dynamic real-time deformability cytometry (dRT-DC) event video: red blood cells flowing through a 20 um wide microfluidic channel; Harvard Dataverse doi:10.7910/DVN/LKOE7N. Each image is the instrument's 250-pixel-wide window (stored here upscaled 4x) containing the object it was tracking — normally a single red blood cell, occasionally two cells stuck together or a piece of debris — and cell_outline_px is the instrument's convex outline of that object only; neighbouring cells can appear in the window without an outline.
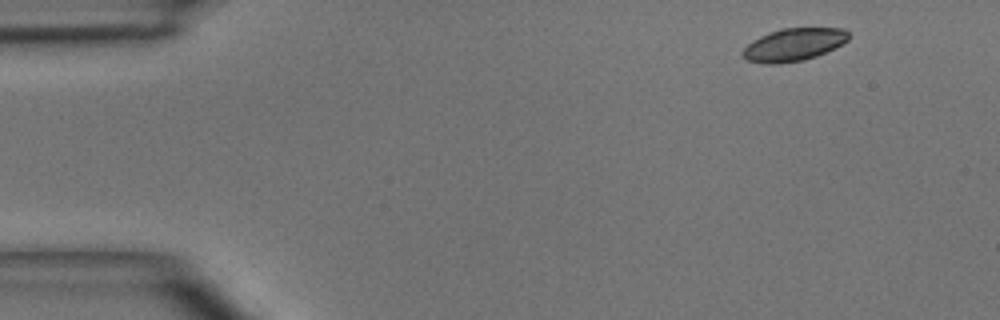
{"species": "common noctule bat (a hibernating species)", "species_latin": "Nyctalus noctula", "temperature_condition": "room temperature", "stored_images_in_passage": 4, "camera_frame_rate_fps": 3000, "um_per_image_px": 0.085, "animal": {"sex": "male", "body_mass_g": 15.6}, "frame": {"image": 1, "passage_image": 1, "time_ms": 0.0, "image_size_px": [1000, 320], "cell_outline_px": [[852, 36], [844, 44], [816, 56], [804, 60], [776, 64], [764, 64], [748, 60], [740, 56], [740, 52], [752, 40], [768, 32], [780, 28], [844, 28]], "centroid_in_image_um": [67.46, 3.79], "position_along_channel_um": 17.5, "area_um2": 20.52}}